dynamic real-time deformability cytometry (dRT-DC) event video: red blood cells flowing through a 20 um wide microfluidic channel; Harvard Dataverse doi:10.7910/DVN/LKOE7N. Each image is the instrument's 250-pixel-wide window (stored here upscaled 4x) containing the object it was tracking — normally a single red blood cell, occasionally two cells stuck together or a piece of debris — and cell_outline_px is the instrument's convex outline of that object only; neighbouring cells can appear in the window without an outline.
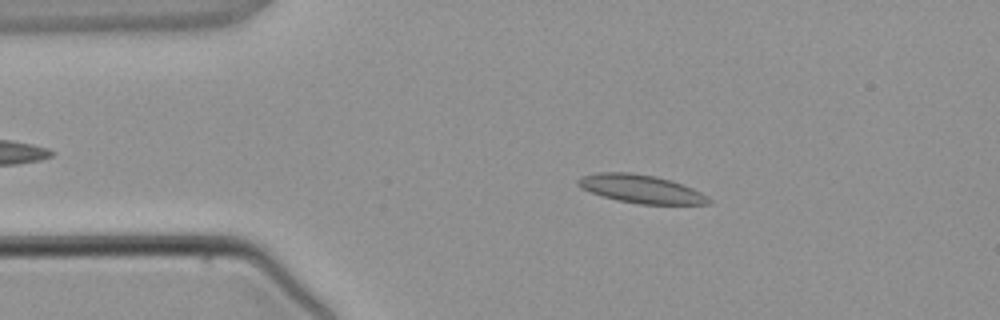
{"species": "common noctule bat (a hibernating species)", "species_latin": "Nyctalus noctula", "temperature_condition": "warm", "stored_images_in_passage": 3, "camera_frame_rate_fps": 3000, "um_per_image_px": 0.085, "animal": {"sex": "male", "body_mass_g": 21.5, "forearm_length_mm": 52.0}, "frame": {"image": 1, "passage_image": 2, "time_ms": 1.333, "image_size_px": [1000, 320], "cell_outline_px": [[712, 200], [708, 204], [640, 204], [616, 200], [600, 196], [580, 188], [576, 184], [576, 180], [580, 176], [596, 172], [628, 172], [652, 176], [668, 180], [692, 188], [700, 192]], "centroid_in_image_um": [54.38, 16.06], "position_along_channel_um": 30.6, "area_um2": 21.44}}